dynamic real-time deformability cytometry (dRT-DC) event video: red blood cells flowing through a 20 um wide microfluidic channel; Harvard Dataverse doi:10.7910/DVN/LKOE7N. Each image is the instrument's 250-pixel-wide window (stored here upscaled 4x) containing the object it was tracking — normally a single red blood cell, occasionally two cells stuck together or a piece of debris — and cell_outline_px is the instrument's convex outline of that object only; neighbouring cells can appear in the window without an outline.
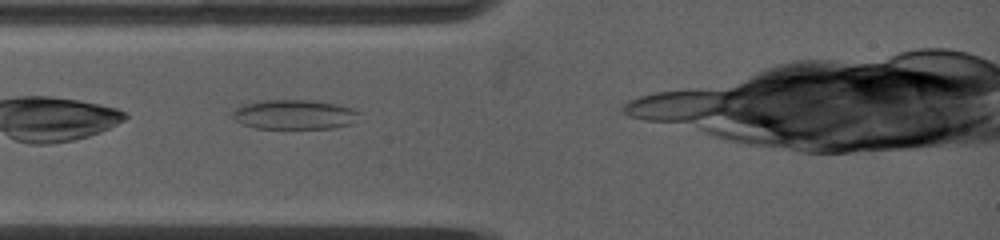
{"species": "common noctule bat (a hibernating species)", "species_latin": "Nyctalus noctula", "temperature_condition": "warm", "stored_images_in_passage": 5, "camera_frame_rate_fps": 5000, "um_per_image_px": 0.085, "animal": {"sex": "female", "body_mass_g": 19.0, "forearm_length_mm": 53.3}, "frame": {"image": 1, "passage_image": 3, "time_ms": 1.0, "image_size_px": [1000, 240], "cell_outline_px": [[360, 112], [352, 124], [332, 128], [256, 128], [240, 124], [232, 116], [232, 112], [240, 104], [260, 100], [316, 100], [336, 104], [352, 108]], "centroid_in_image_um": [24.98, 9.72], "position_along_channel_um": 60.0, "area_um2": 22.02}}